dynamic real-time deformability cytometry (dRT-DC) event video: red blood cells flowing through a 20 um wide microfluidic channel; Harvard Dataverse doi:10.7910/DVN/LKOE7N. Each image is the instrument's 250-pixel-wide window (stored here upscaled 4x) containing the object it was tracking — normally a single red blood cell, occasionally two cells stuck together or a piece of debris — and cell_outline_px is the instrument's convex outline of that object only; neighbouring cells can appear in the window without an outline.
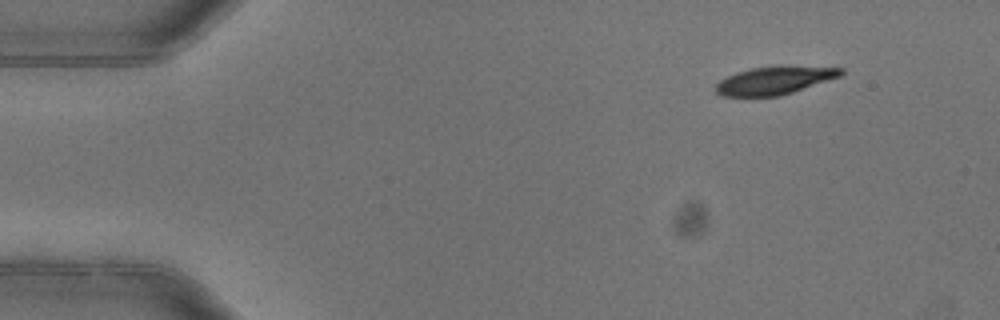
{"species": "common noctule bat (a hibernating species)", "species_latin": "Nyctalus noctula", "temperature_condition": "warm", "stored_images_in_passage": 3, "camera_frame_rate_fps": 3000, "um_per_image_px": 0.085, "animal": {"sex": "female"}, "frame": {"image": 1, "passage_image": 1, "time_ms": 0.0, "image_size_px": [1000, 320], "cell_outline_px": [[844, 72], [840, 76], [780, 96], [720, 96], [716, 92], [716, 84], [720, 80], [736, 72], [752, 68], [776, 64], [780, 64], [844, 68]], "centroid_in_image_um": [65.85, 6.8], "position_along_channel_um": 19.2, "area_um2": 20.69}}
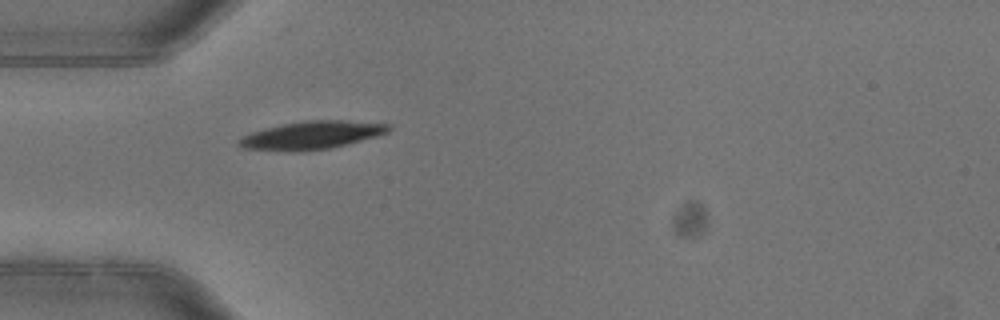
{"frame": {"image": 2, "passage_image": 3, "time_ms": 0.667, "image_size_px": [1000, 320], "cell_outline_px": [[392, 128], [388, 132], [376, 136], [348, 144], [332, 148], [300, 152], [288, 152], [244, 148], [236, 144], [236, 140], [252, 132], [264, 128], [280, 124], [308, 120], [344, 120], [392, 124]], "centroid_in_image_um": [26.48, 11.5], "position_along_channel_um": 58.5, "area_um2": 24.8}}